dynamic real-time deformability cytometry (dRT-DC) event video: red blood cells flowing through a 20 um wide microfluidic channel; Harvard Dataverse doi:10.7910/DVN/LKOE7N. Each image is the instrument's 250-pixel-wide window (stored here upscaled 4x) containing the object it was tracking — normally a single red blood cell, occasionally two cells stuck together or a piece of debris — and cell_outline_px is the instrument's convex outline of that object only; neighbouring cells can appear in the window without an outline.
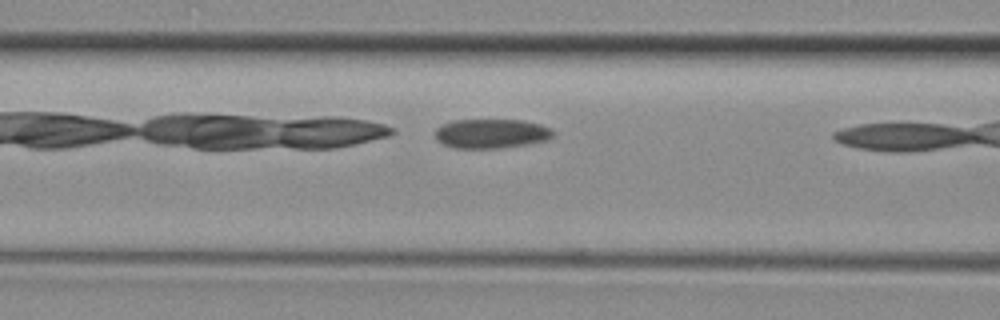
{"species": "common noctule bat (a hibernating species)", "species_latin": "Nyctalus noctula", "temperature_condition": "room temperature", "stored_images_in_passage": 6, "camera_frame_rate_fps": 3000, "um_per_image_px": 0.085, "animal": {"sex": "female", "body_mass_g": 29.2, "forearm_length_mm": 56.3}, "frame": {"image": 1, "passage_image": 5, "time_ms": 1.333, "image_size_px": [1000, 320], "cell_outline_px": [[552, 136], [544, 140], [528, 144], [496, 148], [456, 148], [444, 144], [436, 140], [436, 128], [440, 124], [452, 120], [524, 120], [540, 124], [552, 128]], "centroid_in_image_um": [41.72, 11.34], "position_along_channel_um": 124.9, "area_um2": 20.11}}